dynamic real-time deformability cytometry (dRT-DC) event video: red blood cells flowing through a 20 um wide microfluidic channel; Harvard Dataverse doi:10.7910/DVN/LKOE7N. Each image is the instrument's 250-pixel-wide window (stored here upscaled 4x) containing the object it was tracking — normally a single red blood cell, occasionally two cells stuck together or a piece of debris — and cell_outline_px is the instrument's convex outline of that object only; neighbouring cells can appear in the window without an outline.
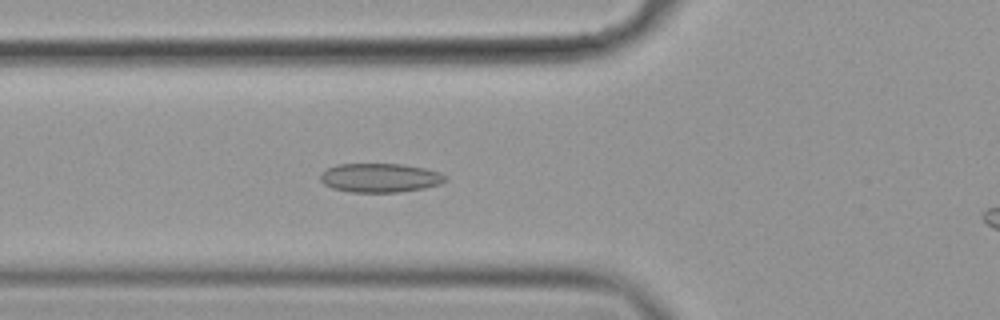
{"species": "common noctule bat (a hibernating species)", "species_latin": "Nyctalus noctula", "temperature_condition": "cold", "stored_images_in_passage": 43, "camera_frame_rate_fps": 3000, "um_per_image_px": 0.085, "animal": {"sex": "female", "body_mass_g": 19.9}, "frame": {"image": 1, "passage_image": 12, "time_ms": 3.667, "image_size_px": [1000, 320], "cell_outline_px": [[448, 180], [440, 184], [424, 188], [400, 192], [348, 192], [332, 188], [324, 184], [320, 180], [320, 176], [328, 168], [336, 164], [404, 164], [424, 168], [440, 172], [448, 176]], "centroid_in_image_um": [32.34, 15.11], "position_along_channel_um": 93.5, "area_um2": 21.27}}
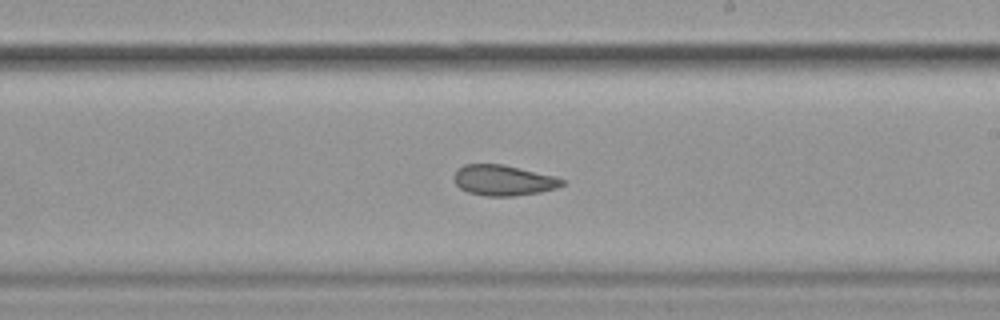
{"frame": {"image": 2, "passage_image": 25, "time_ms": 8.0, "image_size_px": [1000, 320], "cell_outline_px": [[564, 184], [556, 188], [540, 192], [516, 196], [484, 196], [468, 192], [460, 188], [456, 184], [452, 176], [456, 168], [464, 164], [504, 164], [556, 176], [564, 180]], "centroid_in_image_um": [42.76, 15.32], "position_along_channel_um": 246.2, "area_um2": 19.54}}
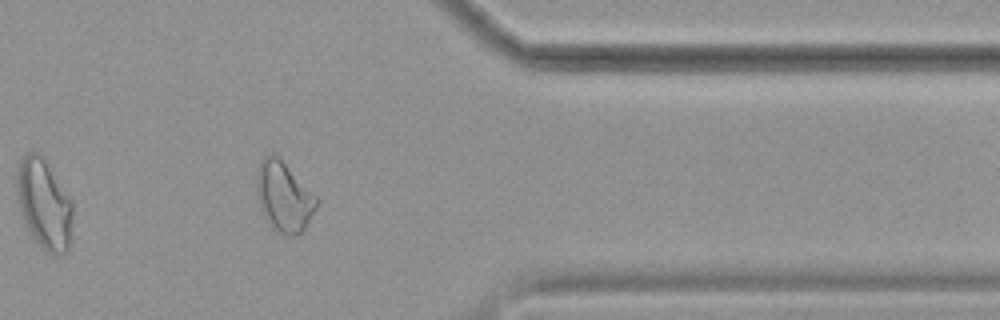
{"frame": {"image": 3, "passage_image": 38, "time_ms": 12.333, "image_size_px": [1000, 320], "cell_outline_px": [[320, 200], [316, 208], [304, 228], [300, 232], [292, 236], [284, 236], [272, 228], [268, 224], [260, 208], [256, 192], [256, 168], [260, 160], [264, 156], [272, 152], [280, 156]], "centroid_in_image_um": [24.1, 16.67], "position_along_channel_um": 387.3, "area_um2": 24.97}}